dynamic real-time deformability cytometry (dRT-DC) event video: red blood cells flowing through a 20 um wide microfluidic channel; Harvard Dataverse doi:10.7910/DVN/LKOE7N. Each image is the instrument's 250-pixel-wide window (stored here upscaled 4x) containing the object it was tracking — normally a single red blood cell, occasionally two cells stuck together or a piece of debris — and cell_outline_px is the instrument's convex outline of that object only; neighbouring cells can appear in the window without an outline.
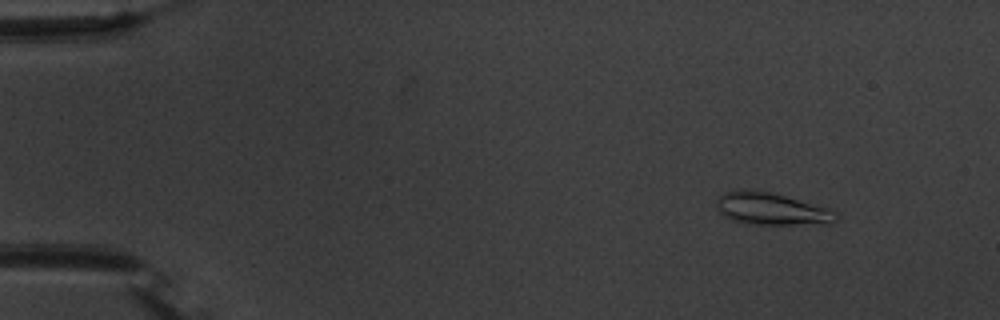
{"species": "common noctule bat (a hibernating species)", "species_latin": "Nyctalus noctula", "temperature_condition": "warm", "stored_images_in_passage": 56, "camera_frame_rate_fps": 3000, "um_per_image_px": 0.085, "animal": {"sex": "male", "body_mass_g": 20.1, "forearm_length_mm": 53.5}, "frame": {"image": 1, "passage_image": 7, "time_ms": 2.0, "image_size_px": [1000, 320], "cell_outline_px": [[840, 216], [836, 220], [828, 224], [748, 224], [732, 220], [724, 216], [716, 208], [716, 200], [724, 192], [740, 188], [744, 188], [768, 192], [784, 196], [828, 208], [836, 212]], "centroid_in_image_um": [65.54, 17.75], "position_along_channel_um": 19.5, "area_um2": 22.48}}
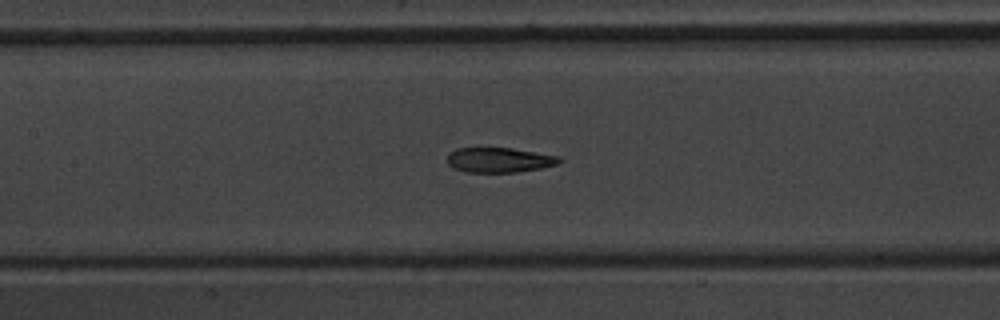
{"frame": {"image": 2, "passage_image": 27, "time_ms": 8.667, "image_size_px": [1000, 320], "cell_outline_px": [[564, 160], [556, 164], [540, 168], [516, 172], [468, 172], [452, 168], [448, 164], [448, 152], [456, 148], [512, 148], [560, 156]], "centroid_in_image_um": [42.43, 13.59], "position_along_channel_um": 165.0, "area_um2": 16.3}}
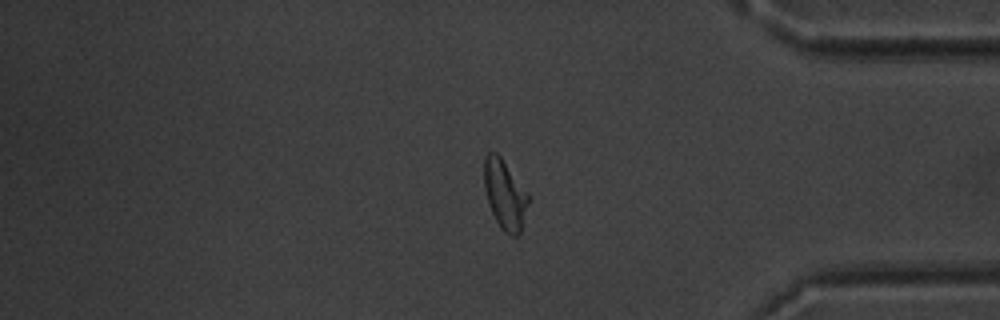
{"frame": {"image": 3, "passage_image": 47, "time_ms": 15.333, "image_size_px": [1000, 320], "cell_outline_px": [[528, 204], [520, 232], [516, 236], [512, 236], [504, 232], [500, 228], [488, 204], [484, 188], [484, 160], [488, 152], [496, 152], [500, 156], [528, 192]], "centroid_in_image_um": [42.9, 16.53], "position_along_channel_um": 392.3, "area_um2": 17.8}, "authors_computed_cell_mechanics": {"area_um2": 18.0625, "velocity_mm_per_s": 3.7116, "shape_relaxation_time_tau1_ms": 4.5231, "shape_relaxation_time_tau2_ms": 2.1585, "deformation_change_tau1": 0.1689, "deformation_change_tau2": 0.097}}